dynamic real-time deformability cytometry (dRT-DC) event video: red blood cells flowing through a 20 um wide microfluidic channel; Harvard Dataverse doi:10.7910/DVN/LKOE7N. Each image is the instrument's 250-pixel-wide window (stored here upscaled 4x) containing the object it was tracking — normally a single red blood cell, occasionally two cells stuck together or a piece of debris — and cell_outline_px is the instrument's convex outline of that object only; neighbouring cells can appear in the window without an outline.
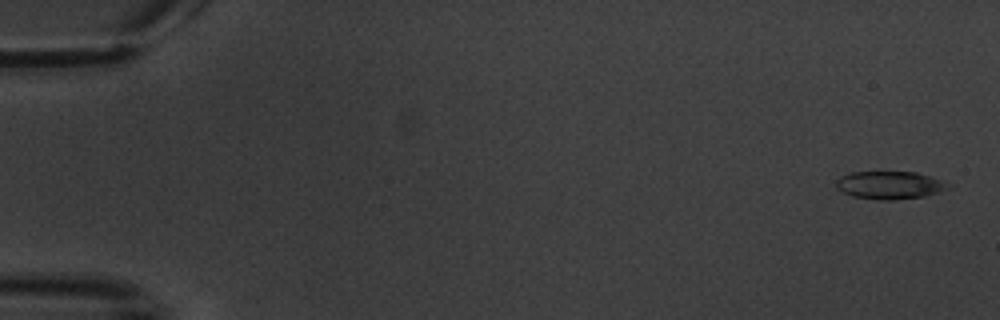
{"species": "common noctule bat (a hibernating species)", "species_latin": "Nyctalus noctula", "temperature_condition": "warm", "stored_images_in_passage": 7, "camera_frame_rate_fps": 3000, "um_per_image_px": 0.085, "animal": {"sex": "male", "body_mass_g": 20.1, "forearm_length_mm": 53.5}, "frame": {"image": 1, "passage_image": 1, "time_ms": 0.0, "image_size_px": [1000, 320], "cell_outline_px": [[952, 188], [940, 192], [924, 196], [892, 200], [880, 200], [852, 196], [836, 188], [836, 180], [840, 176], [852, 172], [916, 172], [952, 184]], "centroid_in_image_um": [75.64, 15.74], "position_along_channel_um": 9.4, "area_um2": 18.21}}
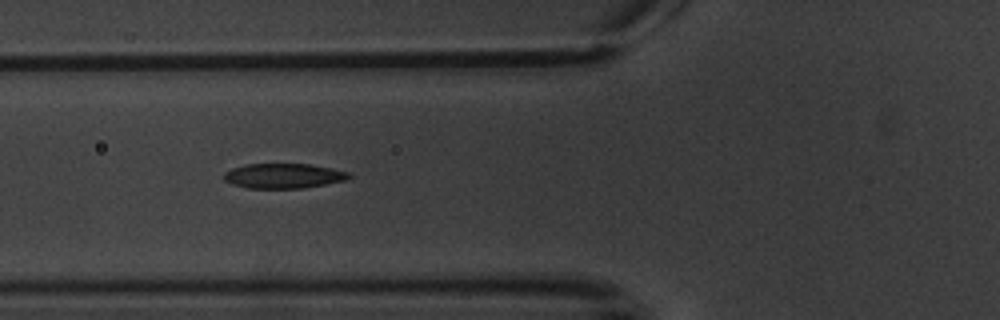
{"frame": {"image": 2, "passage_image": 6, "time_ms": 7.0, "image_size_px": [1000, 320], "cell_outline_px": [[352, 176], [344, 180], [324, 184], [300, 188], [248, 188], [232, 184], [224, 180], [224, 172], [232, 168], [244, 164], [308, 164], [332, 168], [348, 172]], "centroid_in_image_um": [24.06, 14.94], "position_along_channel_um": 101.7, "area_um2": 17.98}}
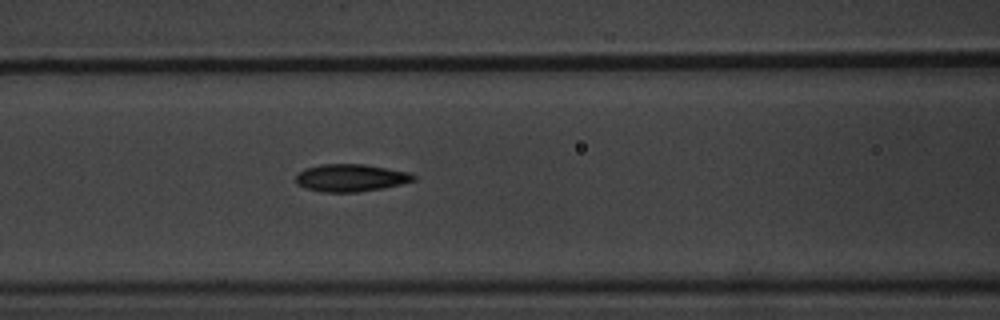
{"frame": {"image": 3, "passage_image": 7, "time_ms": 8.0, "image_size_px": [1000, 320], "cell_outline_px": [[416, 180], [384, 188], [360, 192], [320, 192], [296, 184], [296, 172], [304, 168], [320, 164], [364, 164], [388, 168], [408, 172], [416, 176]], "centroid_in_image_um": [29.79, 15.11], "position_along_channel_um": 136.8, "area_um2": 19.02}}